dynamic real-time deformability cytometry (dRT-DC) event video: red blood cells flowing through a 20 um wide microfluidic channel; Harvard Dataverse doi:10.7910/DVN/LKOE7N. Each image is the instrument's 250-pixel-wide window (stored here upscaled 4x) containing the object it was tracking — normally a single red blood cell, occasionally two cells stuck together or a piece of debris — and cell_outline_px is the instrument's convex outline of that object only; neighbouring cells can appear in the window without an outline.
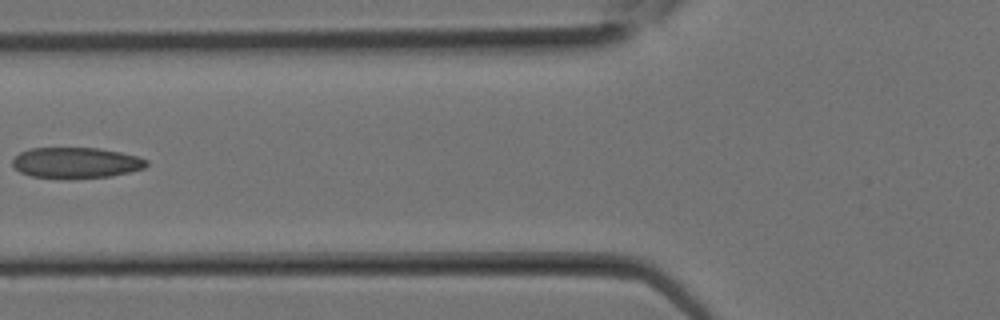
{"species": "Egyptian fruit bat (a non-hibernating species)", "species_latin": "Rousettus aegyptiacus", "temperature_condition": "room temperature", "stored_images_in_passage": 15, "camera_frame_rate_fps": 3000, "um_per_image_px": 0.085, "animal": {"sex": "female"}, "frame": {"image": 1, "passage_image": 11, "time_ms": 3.333, "image_size_px": [1000, 320], "cell_outline_px": [[148, 164], [144, 168], [128, 172], [108, 176], [72, 180], [64, 180], [32, 176], [20, 172], [12, 164], [12, 160], [20, 152], [32, 148], [100, 148], [120, 152], [136, 156], [148, 160]], "centroid_in_image_um": [6.44, 13.85], "position_along_channel_um": 119.4, "area_um2": 24.33}}
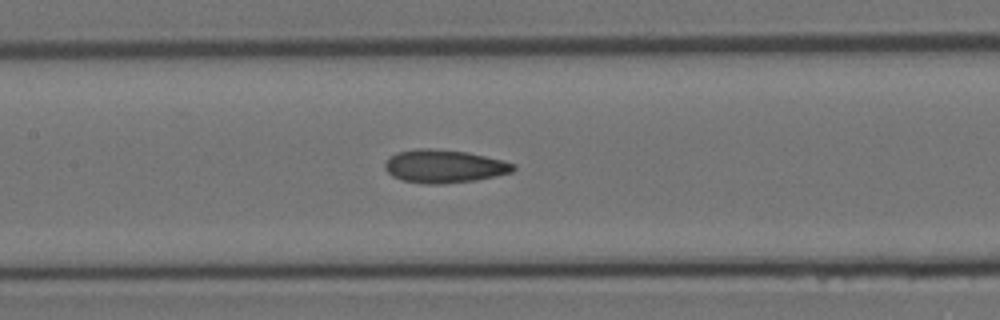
{"frame": {"image": 2, "passage_image": 13, "time_ms": 4.0, "image_size_px": [1000, 320], "cell_outline_px": [[516, 168], [512, 172], [496, 176], [476, 180], [444, 184], [428, 184], [404, 180], [392, 176], [384, 168], [384, 164], [388, 156], [396, 152], [416, 148], [428, 148], [468, 152], [504, 160], [516, 164]], "centroid_in_image_um": [37.76, 14.12], "position_along_channel_um": 169.6, "area_um2": 25.03}}
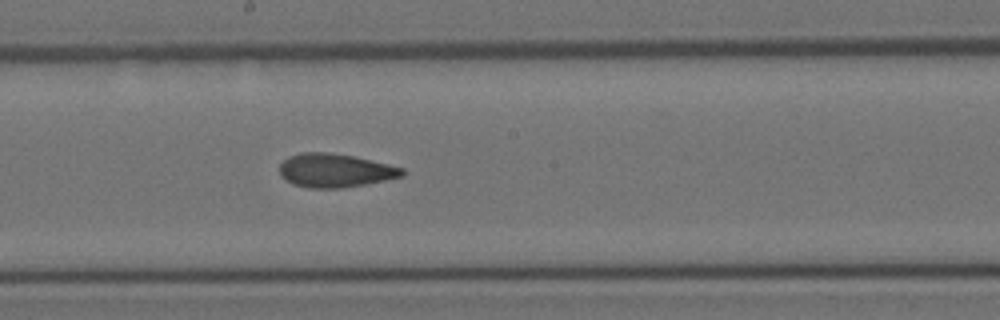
{"frame": {"image": 3, "passage_image": 15, "time_ms": 4.667, "image_size_px": [1000, 320], "cell_outline_px": [[404, 176], [364, 184], [340, 188], [308, 188], [292, 184], [280, 176], [280, 164], [288, 156], [300, 152], [328, 152], [352, 156], [388, 164], [404, 168]], "centroid_in_image_um": [28.44, 14.49], "position_along_channel_um": 219.8, "area_um2": 23.99}}